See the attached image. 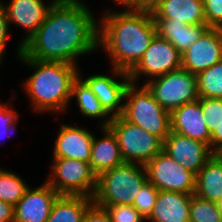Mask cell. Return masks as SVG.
Returning <instances> with one entry per match:
<instances>
[{
  "label": "cell",
  "mask_w": 222,
  "mask_h": 222,
  "mask_svg": "<svg viewBox=\"0 0 222 222\" xmlns=\"http://www.w3.org/2000/svg\"><path fill=\"white\" fill-rule=\"evenodd\" d=\"M17 59L35 70L23 83L33 112H67L78 65L27 58L23 53Z\"/></svg>",
  "instance_id": "cell-3"
},
{
  "label": "cell",
  "mask_w": 222,
  "mask_h": 222,
  "mask_svg": "<svg viewBox=\"0 0 222 222\" xmlns=\"http://www.w3.org/2000/svg\"><path fill=\"white\" fill-rule=\"evenodd\" d=\"M200 98L222 99V60L197 75Z\"/></svg>",
  "instance_id": "cell-26"
},
{
  "label": "cell",
  "mask_w": 222,
  "mask_h": 222,
  "mask_svg": "<svg viewBox=\"0 0 222 222\" xmlns=\"http://www.w3.org/2000/svg\"><path fill=\"white\" fill-rule=\"evenodd\" d=\"M9 103H0V140H3V138L9 136L10 132L16 130V123H18V112L9 109L10 105H7Z\"/></svg>",
  "instance_id": "cell-31"
},
{
  "label": "cell",
  "mask_w": 222,
  "mask_h": 222,
  "mask_svg": "<svg viewBox=\"0 0 222 222\" xmlns=\"http://www.w3.org/2000/svg\"><path fill=\"white\" fill-rule=\"evenodd\" d=\"M9 4L2 3L9 24L24 28L27 31L25 37L19 42L17 48V58L22 53V46L37 32L38 28L44 22L50 8L56 0L45 4L43 0H10Z\"/></svg>",
  "instance_id": "cell-14"
},
{
  "label": "cell",
  "mask_w": 222,
  "mask_h": 222,
  "mask_svg": "<svg viewBox=\"0 0 222 222\" xmlns=\"http://www.w3.org/2000/svg\"><path fill=\"white\" fill-rule=\"evenodd\" d=\"M99 21L98 47L111 59L112 67L130 72L142 59L157 35L151 11H107Z\"/></svg>",
  "instance_id": "cell-2"
},
{
  "label": "cell",
  "mask_w": 222,
  "mask_h": 222,
  "mask_svg": "<svg viewBox=\"0 0 222 222\" xmlns=\"http://www.w3.org/2000/svg\"><path fill=\"white\" fill-rule=\"evenodd\" d=\"M14 207L0 200V222H13Z\"/></svg>",
  "instance_id": "cell-36"
},
{
  "label": "cell",
  "mask_w": 222,
  "mask_h": 222,
  "mask_svg": "<svg viewBox=\"0 0 222 222\" xmlns=\"http://www.w3.org/2000/svg\"><path fill=\"white\" fill-rule=\"evenodd\" d=\"M82 222H111L107 211L92 203L85 212Z\"/></svg>",
  "instance_id": "cell-33"
},
{
  "label": "cell",
  "mask_w": 222,
  "mask_h": 222,
  "mask_svg": "<svg viewBox=\"0 0 222 222\" xmlns=\"http://www.w3.org/2000/svg\"><path fill=\"white\" fill-rule=\"evenodd\" d=\"M108 128L116 136L124 162L145 165L162 151L163 141L128 122L122 115L113 117Z\"/></svg>",
  "instance_id": "cell-6"
},
{
  "label": "cell",
  "mask_w": 222,
  "mask_h": 222,
  "mask_svg": "<svg viewBox=\"0 0 222 222\" xmlns=\"http://www.w3.org/2000/svg\"><path fill=\"white\" fill-rule=\"evenodd\" d=\"M203 117L211 133L210 149L213 153H222V99L200 98Z\"/></svg>",
  "instance_id": "cell-25"
},
{
  "label": "cell",
  "mask_w": 222,
  "mask_h": 222,
  "mask_svg": "<svg viewBox=\"0 0 222 222\" xmlns=\"http://www.w3.org/2000/svg\"><path fill=\"white\" fill-rule=\"evenodd\" d=\"M112 75L93 74L82 79L96 95L104 110L113 118L121 116L124 109L125 91L130 84L129 73L116 68ZM114 76H117L114 78ZM120 78L121 81L117 80ZM122 78V79H121Z\"/></svg>",
  "instance_id": "cell-11"
},
{
  "label": "cell",
  "mask_w": 222,
  "mask_h": 222,
  "mask_svg": "<svg viewBox=\"0 0 222 222\" xmlns=\"http://www.w3.org/2000/svg\"><path fill=\"white\" fill-rule=\"evenodd\" d=\"M9 27L6 11L2 1H0V59H3V54H5L6 44L9 39Z\"/></svg>",
  "instance_id": "cell-34"
},
{
  "label": "cell",
  "mask_w": 222,
  "mask_h": 222,
  "mask_svg": "<svg viewBox=\"0 0 222 222\" xmlns=\"http://www.w3.org/2000/svg\"><path fill=\"white\" fill-rule=\"evenodd\" d=\"M157 35L168 40L181 54L208 28L206 24L189 25L170 18H154Z\"/></svg>",
  "instance_id": "cell-19"
},
{
  "label": "cell",
  "mask_w": 222,
  "mask_h": 222,
  "mask_svg": "<svg viewBox=\"0 0 222 222\" xmlns=\"http://www.w3.org/2000/svg\"><path fill=\"white\" fill-rule=\"evenodd\" d=\"M83 2L56 0L22 53L27 58L77 65V57L99 49V22Z\"/></svg>",
  "instance_id": "cell-1"
},
{
  "label": "cell",
  "mask_w": 222,
  "mask_h": 222,
  "mask_svg": "<svg viewBox=\"0 0 222 222\" xmlns=\"http://www.w3.org/2000/svg\"><path fill=\"white\" fill-rule=\"evenodd\" d=\"M217 204H218V207L220 209V212L222 213V200L219 201Z\"/></svg>",
  "instance_id": "cell-38"
},
{
  "label": "cell",
  "mask_w": 222,
  "mask_h": 222,
  "mask_svg": "<svg viewBox=\"0 0 222 222\" xmlns=\"http://www.w3.org/2000/svg\"><path fill=\"white\" fill-rule=\"evenodd\" d=\"M154 99L168 112L199 99L197 75L179 68L144 84Z\"/></svg>",
  "instance_id": "cell-7"
},
{
  "label": "cell",
  "mask_w": 222,
  "mask_h": 222,
  "mask_svg": "<svg viewBox=\"0 0 222 222\" xmlns=\"http://www.w3.org/2000/svg\"><path fill=\"white\" fill-rule=\"evenodd\" d=\"M59 194L47 183L29 188L13 209V222H46Z\"/></svg>",
  "instance_id": "cell-15"
},
{
  "label": "cell",
  "mask_w": 222,
  "mask_h": 222,
  "mask_svg": "<svg viewBox=\"0 0 222 222\" xmlns=\"http://www.w3.org/2000/svg\"><path fill=\"white\" fill-rule=\"evenodd\" d=\"M147 179L159 190L193 195L196 174L161 151L145 165Z\"/></svg>",
  "instance_id": "cell-9"
},
{
  "label": "cell",
  "mask_w": 222,
  "mask_h": 222,
  "mask_svg": "<svg viewBox=\"0 0 222 222\" xmlns=\"http://www.w3.org/2000/svg\"><path fill=\"white\" fill-rule=\"evenodd\" d=\"M189 222H222V213L216 202L193 194L190 198Z\"/></svg>",
  "instance_id": "cell-28"
},
{
  "label": "cell",
  "mask_w": 222,
  "mask_h": 222,
  "mask_svg": "<svg viewBox=\"0 0 222 222\" xmlns=\"http://www.w3.org/2000/svg\"><path fill=\"white\" fill-rule=\"evenodd\" d=\"M92 203L91 197L59 195L46 222H82L85 212Z\"/></svg>",
  "instance_id": "cell-23"
},
{
  "label": "cell",
  "mask_w": 222,
  "mask_h": 222,
  "mask_svg": "<svg viewBox=\"0 0 222 222\" xmlns=\"http://www.w3.org/2000/svg\"><path fill=\"white\" fill-rule=\"evenodd\" d=\"M222 60V28L208 27L189 48L182 53V68L194 75Z\"/></svg>",
  "instance_id": "cell-12"
},
{
  "label": "cell",
  "mask_w": 222,
  "mask_h": 222,
  "mask_svg": "<svg viewBox=\"0 0 222 222\" xmlns=\"http://www.w3.org/2000/svg\"><path fill=\"white\" fill-rule=\"evenodd\" d=\"M137 88L132 82L127 86L122 116L164 141L171 132V113L154 99L144 84Z\"/></svg>",
  "instance_id": "cell-5"
},
{
  "label": "cell",
  "mask_w": 222,
  "mask_h": 222,
  "mask_svg": "<svg viewBox=\"0 0 222 222\" xmlns=\"http://www.w3.org/2000/svg\"><path fill=\"white\" fill-rule=\"evenodd\" d=\"M94 133L71 124H61L54 144L53 158H70L90 163Z\"/></svg>",
  "instance_id": "cell-16"
},
{
  "label": "cell",
  "mask_w": 222,
  "mask_h": 222,
  "mask_svg": "<svg viewBox=\"0 0 222 222\" xmlns=\"http://www.w3.org/2000/svg\"><path fill=\"white\" fill-rule=\"evenodd\" d=\"M80 76V72H78V77L72 83L71 99H73L74 96L76 97L79 111L83 115L89 118H99L100 120L102 118V121H100L101 125L98 127H108L112 121V117L104 110L96 95L82 80V76Z\"/></svg>",
  "instance_id": "cell-24"
},
{
  "label": "cell",
  "mask_w": 222,
  "mask_h": 222,
  "mask_svg": "<svg viewBox=\"0 0 222 222\" xmlns=\"http://www.w3.org/2000/svg\"><path fill=\"white\" fill-rule=\"evenodd\" d=\"M206 25L222 28V0H203Z\"/></svg>",
  "instance_id": "cell-32"
},
{
  "label": "cell",
  "mask_w": 222,
  "mask_h": 222,
  "mask_svg": "<svg viewBox=\"0 0 222 222\" xmlns=\"http://www.w3.org/2000/svg\"><path fill=\"white\" fill-rule=\"evenodd\" d=\"M179 68H182V54L168 40L156 35L142 59L129 72V78L132 83L137 84L139 76L145 74L150 76L146 83Z\"/></svg>",
  "instance_id": "cell-10"
},
{
  "label": "cell",
  "mask_w": 222,
  "mask_h": 222,
  "mask_svg": "<svg viewBox=\"0 0 222 222\" xmlns=\"http://www.w3.org/2000/svg\"><path fill=\"white\" fill-rule=\"evenodd\" d=\"M104 209L110 216L111 222H144L146 219L133 205L112 204Z\"/></svg>",
  "instance_id": "cell-30"
},
{
  "label": "cell",
  "mask_w": 222,
  "mask_h": 222,
  "mask_svg": "<svg viewBox=\"0 0 222 222\" xmlns=\"http://www.w3.org/2000/svg\"><path fill=\"white\" fill-rule=\"evenodd\" d=\"M144 165L124 162L97 176L93 203L106 205H133L140 188L147 181Z\"/></svg>",
  "instance_id": "cell-4"
},
{
  "label": "cell",
  "mask_w": 222,
  "mask_h": 222,
  "mask_svg": "<svg viewBox=\"0 0 222 222\" xmlns=\"http://www.w3.org/2000/svg\"><path fill=\"white\" fill-rule=\"evenodd\" d=\"M159 0H127L122 6L126 10H148L151 11Z\"/></svg>",
  "instance_id": "cell-35"
},
{
  "label": "cell",
  "mask_w": 222,
  "mask_h": 222,
  "mask_svg": "<svg viewBox=\"0 0 222 222\" xmlns=\"http://www.w3.org/2000/svg\"><path fill=\"white\" fill-rule=\"evenodd\" d=\"M194 194L211 202L222 200V154L214 153L196 174Z\"/></svg>",
  "instance_id": "cell-22"
},
{
  "label": "cell",
  "mask_w": 222,
  "mask_h": 222,
  "mask_svg": "<svg viewBox=\"0 0 222 222\" xmlns=\"http://www.w3.org/2000/svg\"><path fill=\"white\" fill-rule=\"evenodd\" d=\"M51 172L46 182L59 195L93 197L97 176L92 172L90 163L70 158H53Z\"/></svg>",
  "instance_id": "cell-8"
},
{
  "label": "cell",
  "mask_w": 222,
  "mask_h": 222,
  "mask_svg": "<svg viewBox=\"0 0 222 222\" xmlns=\"http://www.w3.org/2000/svg\"><path fill=\"white\" fill-rule=\"evenodd\" d=\"M162 151L194 174H197L214 154L207 144L174 131L163 141Z\"/></svg>",
  "instance_id": "cell-13"
},
{
  "label": "cell",
  "mask_w": 222,
  "mask_h": 222,
  "mask_svg": "<svg viewBox=\"0 0 222 222\" xmlns=\"http://www.w3.org/2000/svg\"><path fill=\"white\" fill-rule=\"evenodd\" d=\"M191 194L159 191L150 222H189Z\"/></svg>",
  "instance_id": "cell-18"
},
{
  "label": "cell",
  "mask_w": 222,
  "mask_h": 222,
  "mask_svg": "<svg viewBox=\"0 0 222 222\" xmlns=\"http://www.w3.org/2000/svg\"><path fill=\"white\" fill-rule=\"evenodd\" d=\"M29 188L23 179L12 171L0 168V200L13 207L24 196Z\"/></svg>",
  "instance_id": "cell-27"
},
{
  "label": "cell",
  "mask_w": 222,
  "mask_h": 222,
  "mask_svg": "<svg viewBox=\"0 0 222 222\" xmlns=\"http://www.w3.org/2000/svg\"><path fill=\"white\" fill-rule=\"evenodd\" d=\"M159 190L147 180L139 190L133 206L138 210V212L148 220L152 215L153 207L156 203Z\"/></svg>",
  "instance_id": "cell-29"
},
{
  "label": "cell",
  "mask_w": 222,
  "mask_h": 222,
  "mask_svg": "<svg viewBox=\"0 0 222 222\" xmlns=\"http://www.w3.org/2000/svg\"><path fill=\"white\" fill-rule=\"evenodd\" d=\"M104 137L94 139L91 146L90 167L98 176L106 170L124 163L116 136L108 128H101Z\"/></svg>",
  "instance_id": "cell-20"
},
{
  "label": "cell",
  "mask_w": 222,
  "mask_h": 222,
  "mask_svg": "<svg viewBox=\"0 0 222 222\" xmlns=\"http://www.w3.org/2000/svg\"><path fill=\"white\" fill-rule=\"evenodd\" d=\"M113 1L116 2L117 4L123 5L127 0H113Z\"/></svg>",
  "instance_id": "cell-37"
},
{
  "label": "cell",
  "mask_w": 222,
  "mask_h": 222,
  "mask_svg": "<svg viewBox=\"0 0 222 222\" xmlns=\"http://www.w3.org/2000/svg\"><path fill=\"white\" fill-rule=\"evenodd\" d=\"M153 18H170L189 25L206 24L203 0H159Z\"/></svg>",
  "instance_id": "cell-21"
},
{
  "label": "cell",
  "mask_w": 222,
  "mask_h": 222,
  "mask_svg": "<svg viewBox=\"0 0 222 222\" xmlns=\"http://www.w3.org/2000/svg\"><path fill=\"white\" fill-rule=\"evenodd\" d=\"M171 131L190 137L210 147L211 133L198 100L184 104L171 113Z\"/></svg>",
  "instance_id": "cell-17"
}]
</instances>
